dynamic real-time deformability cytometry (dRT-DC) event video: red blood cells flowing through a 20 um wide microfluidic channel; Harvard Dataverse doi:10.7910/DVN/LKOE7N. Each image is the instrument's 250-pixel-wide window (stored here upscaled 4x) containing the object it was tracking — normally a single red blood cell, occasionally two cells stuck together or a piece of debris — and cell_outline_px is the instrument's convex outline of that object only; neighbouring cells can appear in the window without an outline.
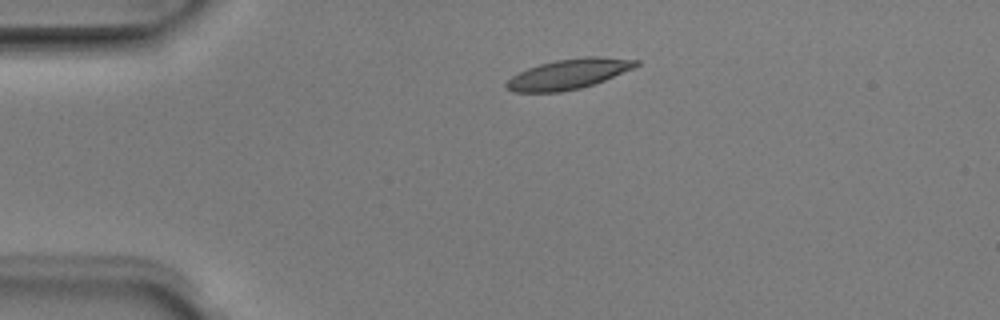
{"species": "Egyptian fruit bat (a non-hibernating species)", "species_latin": "Rousettus aegyptiacus", "temperature_condition": "room temperature", "stored_images_in_passage": 3, "camera_frame_rate_fps": 3000, "um_per_image_px": 0.085, "animal": {"sex": "male"}, "frame": {"image": 1, "passage_image": 1, "time_ms": 0.0, "image_size_px": [1000, 320], "cell_outline_px": [[640, 64], [632, 68], [604, 80], [580, 88], [560, 92], [512, 92], [504, 84], [512, 76], [528, 68], [540, 64], [556, 60], [584, 56], [600, 56], [640, 60]], "centroid_in_image_um": [48.33, 6.28], "position_along_channel_um": 36.7, "area_um2": 22.54}}
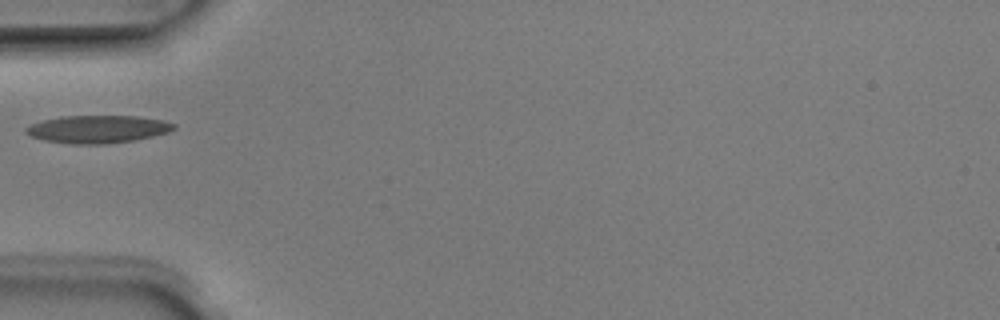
{"frame": {"image": 2, "passage_image": 3, "time_ms": 0.667, "image_size_px": [1000, 320], "cell_outline_px": [[176, 128], [168, 132], [136, 140], [108, 144], [72, 144], [44, 140], [32, 136], [24, 132], [24, 128], [28, 124], [44, 120], [64, 116], [136, 116], [164, 120], [176, 124]], "centroid_in_image_um": [8.3, 10.98], "position_along_channel_um": 76.7, "area_um2": 23.99}}